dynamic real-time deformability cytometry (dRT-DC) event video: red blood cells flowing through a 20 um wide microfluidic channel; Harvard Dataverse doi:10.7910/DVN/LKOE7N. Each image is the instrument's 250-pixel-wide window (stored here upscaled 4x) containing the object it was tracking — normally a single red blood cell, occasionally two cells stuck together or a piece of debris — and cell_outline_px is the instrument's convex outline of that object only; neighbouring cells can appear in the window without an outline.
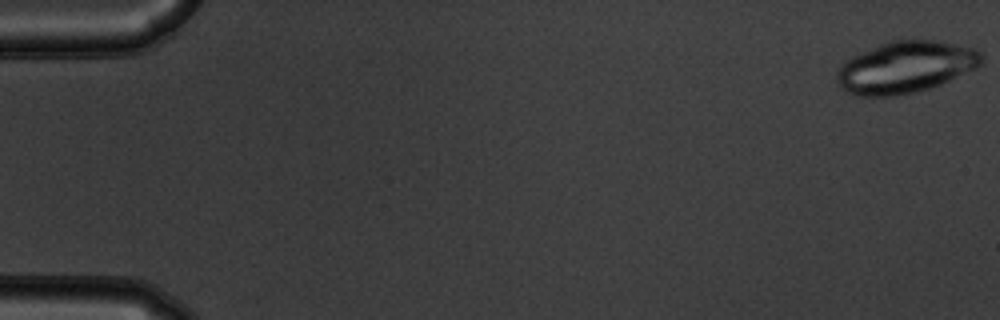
{"species": "common noctule bat (a hibernating species)", "species_latin": "Nyctalus noctula", "temperature_condition": "warm", "stored_images_in_passage": 10, "camera_frame_rate_fps": 3000, "um_per_image_px": 0.085, "animal": {"sex": "male", "body_mass_g": 19.5, "forearm_length_mm": 54.6}, "frame": {"image": 1, "passage_image": 1, "time_ms": 0.0, "image_size_px": [1000, 320], "cell_outline_px": [[984, 60], [976, 68], [940, 84], [928, 88], [896, 96], [856, 96], [840, 88], [836, 80], [836, 72], [840, 64], [844, 60], [860, 52], [880, 44], [892, 40], [936, 40], [976, 48], [984, 56]], "centroid_in_image_um": [76.94, 5.7], "position_along_channel_um": 8.1, "area_um2": 43.75}}